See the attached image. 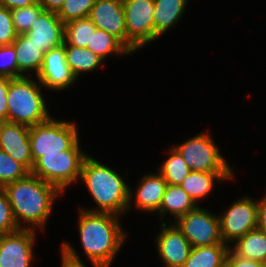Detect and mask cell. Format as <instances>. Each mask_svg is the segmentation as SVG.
Instances as JSON below:
<instances>
[{
    "instance_id": "obj_20",
    "label": "cell",
    "mask_w": 266,
    "mask_h": 267,
    "mask_svg": "<svg viewBox=\"0 0 266 267\" xmlns=\"http://www.w3.org/2000/svg\"><path fill=\"white\" fill-rule=\"evenodd\" d=\"M198 206L180 185L167 184L156 215H159V219L162 220V223H165L163 220L166 219L169 212L175 218L174 222Z\"/></svg>"
},
{
    "instance_id": "obj_9",
    "label": "cell",
    "mask_w": 266,
    "mask_h": 267,
    "mask_svg": "<svg viewBox=\"0 0 266 267\" xmlns=\"http://www.w3.org/2000/svg\"><path fill=\"white\" fill-rule=\"evenodd\" d=\"M127 48L134 54L154 41V0H123Z\"/></svg>"
},
{
    "instance_id": "obj_28",
    "label": "cell",
    "mask_w": 266,
    "mask_h": 267,
    "mask_svg": "<svg viewBox=\"0 0 266 267\" xmlns=\"http://www.w3.org/2000/svg\"><path fill=\"white\" fill-rule=\"evenodd\" d=\"M29 173L30 171L23 164L0 149V188L25 178Z\"/></svg>"
},
{
    "instance_id": "obj_19",
    "label": "cell",
    "mask_w": 266,
    "mask_h": 267,
    "mask_svg": "<svg viewBox=\"0 0 266 267\" xmlns=\"http://www.w3.org/2000/svg\"><path fill=\"white\" fill-rule=\"evenodd\" d=\"M234 172H200L190 171L180 186L187 192L195 203L208 196L213 190L214 183L229 181Z\"/></svg>"
},
{
    "instance_id": "obj_8",
    "label": "cell",
    "mask_w": 266,
    "mask_h": 267,
    "mask_svg": "<svg viewBox=\"0 0 266 267\" xmlns=\"http://www.w3.org/2000/svg\"><path fill=\"white\" fill-rule=\"evenodd\" d=\"M258 201L244 196L233 201L222 214H219V227L222 241L229 247L245 234L258 228Z\"/></svg>"
},
{
    "instance_id": "obj_24",
    "label": "cell",
    "mask_w": 266,
    "mask_h": 267,
    "mask_svg": "<svg viewBox=\"0 0 266 267\" xmlns=\"http://www.w3.org/2000/svg\"><path fill=\"white\" fill-rule=\"evenodd\" d=\"M65 57L76 79L82 75L81 73L93 72L104 62L102 58L94 54L90 49L72 45H65Z\"/></svg>"
},
{
    "instance_id": "obj_33",
    "label": "cell",
    "mask_w": 266,
    "mask_h": 267,
    "mask_svg": "<svg viewBox=\"0 0 266 267\" xmlns=\"http://www.w3.org/2000/svg\"><path fill=\"white\" fill-rule=\"evenodd\" d=\"M17 36L11 10L0 6V46L11 45Z\"/></svg>"
},
{
    "instance_id": "obj_36",
    "label": "cell",
    "mask_w": 266,
    "mask_h": 267,
    "mask_svg": "<svg viewBox=\"0 0 266 267\" xmlns=\"http://www.w3.org/2000/svg\"><path fill=\"white\" fill-rule=\"evenodd\" d=\"M9 78L0 75V121H7V91Z\"/></svg>"
},
{
    "instance_id": "obj_13",
    "label": "cell",
    "mask_w": 266,
    "mask_h": 267,
    "mask_svg": "<svg viewBox=\"0 0 266 267\" xmlns=\"http://www.w3.org/2000/svg\"><path fill=\"white\" fill-rule=\"evenodd\" d=\"M169 222L161 224L160 233L155 237L157 255L165 267H181L188 259L192 246L177 226Z\"/></svg>"
},
{
    "instance_id": "obj_14",
    "label": "cell",
    "mask_w": 266,
    "mask_h": 267,
    "mask_svg": "<svg viewBox=\"0 0 266 267\" xmlns=\"http://www.w3.org/2000/svg\"><path fill=\"white\" fill-rule=\"evenodd\" d=\"M0 149L23 164L29 171L32 170L33 159L28 126L0 121Z\"/></svg>"
},
{
    "instance_id": "obj_2",
    "label": "cell",
    "mask_w": 266,
    "mask_h": 267,
    "mask_svg": "<svg viewBox=\"0 0 266 267\" xmlns=\"http://www.w3.org/2000/svg\"><path fill=\"white\" fill-rule=\"evenodd\" d=\"M78 230L81 245L93 267H110L127 238L120 218L111 213L80 208Z\"/></svg>"
},
{
    "instance_id": "obj_35",
    "label": "cell",
    "mask_w": 266,
    "mask_h": 267,
    "mask_svg": "<svg viewBox=\"0 0 266 267\" xmlns=\"http://www.w3.org/2000/svg\"><path fill=\"white\" fill-rule=\"evenodd\" d=\"M224 267H266V264L255 260L241 258L229 249Z\"/></svg>"
},
{
    "instance_id": "obj_26",
    "label": "cell",
    "mask_w": 266,
    "mask_h": 267,
    "mask_svg": "<svg viewBox=\"0 0 266 267\" xmlns=\"http://www.w3.org/2000/svg\"><path fill=\"white\" fill-rule=\"evenodd\" d=\"M96 29L89 17L72 20L65 24L64 45L87 48Z\"/></svg>"
},
{
    "instance_id": "obj_30",
    "label": "cell",
    "mask_w": 266,
    "mask_h": 267,
    "mask_svg": "<svg viewBox=\"0 0 266 267\" xmlns=\"http://www.w3.org/2000/svg\"><path fill=\"white\" fill-rule=\"evenodd\" d=\"M96 0H65L57 16L64 24L80 18L89 17Z\"/></svg>"
},
{
    "instance_id": "obj_10",
    "label": "cell",
    "mask_w": 266,
    "mask_h": 267,
    "mask_svg": "<svg viewBox=\"0 0 266 267\" xmlns=\"http://www.w3.org/2000/svg\"><path fill=\"white\" fill-rule=\"evenodd\" d=\"M192 247L225 244L220 235L219 218L198 206L173 222Z\"/></svg>"
},
{
    "instance_id": "obj_22",
    "label": "cell",
    "mask_w": 266,
    "mask_h": 267,
    "mask_svg": "<svg viewBox=\"0 0 266 267\" xmlns=\"http://www.w3.org/2000/svg\"><path fill=\"white\" fill-rule=\"evenodd\" d=\"M230 249L239 257L266 264V233L256 228L239 238Z\"/></svg>"
},
{
    "instance_id": "obj_17",
    "label": "cell",
    "mask_w": 266,
    "mask_h": 267,
    "mask_svg": "<svg viewBox=\"0 0 266 267\" xmlns=\"http://www.w3.org/2000/svg\"><path fill=\"white\" fill-rule=\"evenodd\" d=\"M167 182L159 172L145 174L139 181L136 191L130 188V200L128 211L134 202L136 208L145 213H153L159 210ZM134 195V196H133ZM135 197V201L132 200Z\"/></svg>"
},
{
    "instance_id": "obj_1",
    "label": "cell",
    "mask_w": 266,
    "mask_h": 267,
    "mask_svg": "<svg viewBox=\"0 0 266 267\" xmlns=\"http://www.w3.org/2000/svg\"><path fill=\"white\" fill-rule=\"evenodd\" d=\"M19 229L45 230L52 206L62 193L53 185L29 173L3 187ZM27 223V224H26ZM26 224V225H25Z\"/></svg>"
},
{
    "instance_id": "obj_15",
    "label": "cell",
    "mask_w": 266,
    "mask_h": 267,
    "mask_svg": "<svg viewBox=\"0 0 266 267\" xmlns=\"http://www.w3.org/2000/svg\"><path fill=\"white\" fill-rule=\"evenodd\" d=\"M89 18L98 29L112 34L127 47L123 1L96 0Z\"/></svg>"
},
{
    "instance_id": "obj_21",
    "label": "cell",
    "mask_w": 266,
    "mask_h": 267,
    "mask_svg": "<svg viewBox=\"0 0 266 267\" xmlns=\"http://www.w3.org/2000/svg\"><path fill=\"white\" fill-rule=\"evenodd\" d=\"M12 45L16 51L18 77L34 71L36 77L42 67L44 53L24 34L18 35Z\"/></svg>"
},
{
    "instance_id": "obj_11",
    "label": "cell",
    "mask_w": 266,
    "mask_h": 267,
    "mask_svg": "<svg viewBox=\"0 0 266 267\" xmlns=\"http://www.w3.org/2000/svg\"><path fill=\"white\" fill-rule=\"evenodd\" d=\"M35 230L0 234V267H30L35 259Z\"/></svg>"
},
{
    "instance_id": "obj_18",
    "label": "cell",
    "mask_w": 266,
    "mask_h": 267,
    "mask_svg": "<svg viewBox=\"0 0 266 267\" xmlns=\"http://www.w3.org/2000/svg\"><path fill=\"white\" fill-rule=\"evenodd\" d=\"M187 3L189 0H154V41L179 23Z\"/></svg>"
},
{
    "instance_id": "obj_25",
    "label": "cell",
    "mask_w": 266,
    "mask_h": 267,
    "mask_svg": "<svg viewBox=\"0 0 266 267\" xmlns=\"http://www.w3.org/2000/svg\"><path fill=\"white\" fill-rule=\"evenodd\" d=\"M94 54L98 55L104 61L110 55H127L132 52L115 36L107 33L102 29H96L92 34V38L87 45Z\"/></svg>"
},
{
    "instance_id": "obj_31",
    "label": "cell",
    "mask_w": 266,
    "mask_h": 267,
    "mask_svg": "<svg viewBox=\"0 0 266 267\" xmlns=\"http://www.w3.org/2000/svg\"><path fill=\"white\" fill-rule=\"evenodd\" d=\"M19 230L14 219L11 205L5 191L0 188V234L12 233Z\"/></svg>"
},
{
    "instance_id": "obj_4",
    "label": "cell",
    "mask_w": 266,
    "mask_h": 267,
    "mask_svg": "<svg viewBox=\"0 0 266 267\" xmlns=\"http://www.w3.org/2000/svg\"><path fill=\"white\" fill-rule=\"evenodd\" d=\"M33 77L9 78L7 121L28 127L43 123L52 116L48 112L41 87Z\"/></svg>"
},
{
    "instance_id": "obj_27",
    "label": "cell",
    "mask_w": 266,
    "mask_h": 267,
    "mask_svg": "<svg viewBox=\"0 0 266 267\" xmlns=\"http://www.w3.org/2000/svg\"><path fill=\"white\" fill-rule=\"evenodd\" d=\"M168 151L169 157L162 163V166L159 167L160 169L158 172L162 175L167 184L180 185L191 170L174 147H171Z\"/></svg>"
},
{
    "instance_id": "obj_37",
    "label": "cell",
    "mask_w": 266,
    "mask_h": 267,
    "mask_svg": "<svg viewBox=\"0 0 266 267\" xmlns=\"http://www.w3.org/2000/svg\"><path fill=\"white\" fill-rule=\"evenodd\" d=\"M258 228L266 233V195L258 199Z\"/></svg>"
},
{
    "instance_id": "obj_29",
    "label": "cell",
    "mask_w": 266,
    "mask_h": 267,
    "mask_svg": "<svg viewBox=\"0 0 266 267\" xmlns=\"http://www.w3.org/2000/svg\"><path fill=\"white\" fill-rule=\"evenodd\" d=\"M44 8L40 3L11 9L12 22L18 35L27 33Z\"/></svg>"
},
{
    "instance_id": "obj_39",
    "label": "cell",
    "mask_w": 266,
    "mask_h": 267,
    "mask_svg": "<svg viewBox=\"0 0 266 267\" xmlns=\"http://www.w3.org/2000/svg\"><path fill=\"white\" fill-rule=\"evenodd\" d=\"M65 0H39L40 5L44 11L58 12Z\"/></svg>"
},
{
    "instance_id": "obj_16",
    "label": "cell",
    "mask_w": 266,
    "mask_h": 267,
    "mask_svg": "<svg viewBox=\"0 0 266 267\" xmlns=\"http://www.w3.org/2000/svg\"><path fill=\"white\" fill-rule=\"evenodd\" d=\"M65 24L56 12L43 11L24 35L44 54L64 44Z\"/></svg>"
},
{
    "instance_id": "obj_38",
    "label": "cell",
    "mask_w": 266,
    "mask_h": 267,
    "mask_svg": "<svg viewBox=\"0 0 266 267\" xmlns=\"http://www.w3.org/2000/svg\"><path fill=\"white\" fill-rule=\"evenodd\" d=\"M39 3V0H0V6L8 9L27 7Z\"/></svg>"
},
{
    "instance_id": "obj_12",
    "label": "cell",
    "mask_w": 266,
    "mask_h": 267,
    "mask_svg": "<svg viewBox=\"0 0 266 267\" xmlns=\"http://www.w3.org/2000/svg\"><path fill=\"white\" fill-rule=\"evenodd\" d=\"M37 80L50 91L69 89L76 81L65 57V45L52 48L43 57L42 67Z\"/></svg>"
},
{
    "instance_id": "obj_7",
    "label": "cell",
    "mask_w": 266,
    "mask_h": 267,
    "mask_svg": "<svg viewBox=\"0 0 266 267\" xmlns=\"http://www.w3.org/2000/svg\"><path fill=\"white\" fill-rule=\"evenodd\" d=\"M173 147L180 153L191 171L233 172L232 169L235 167H230L208 131Z\"/></svg>"
},
{
    "instance_id": "obj_23",
    "label": "cell",
    "mask_w": 266,
    "mask_h": 267,
    "mask_svg": "<svg viewBox=\"0 0 266 267\" xmlns=\"http://www.w3.org/2000/svg\"><path fill=\"white\" fill-rule=\"evenodd\" d=\"M229 249L227 244L192 247L181 267H224Z\"/></svg>"
},
{
    "instance_id": "obj_34",
    "label": "cell",
    "mask_w": 266,
    "mask_h": 267,
    "mask_svg": "<svg viewBox=\"0 0 266 267\" xmlns=\"http://www.w3.org/2000/svg\"><path fill=\"white\" fill-rule=\"evenodd\" d=\"M61 265L60 267H86L84 262L79 257L75 247L69 242L63 241L61 244Z\"/></svg>"
},
{
    "instance_id": "obj_6",
    "label": "cell",
    "mask_w": 266,
    "mask_h": 267,
    "mask_svg": "<svg viewBox=\"0 0 266 267\" xmlns=\"http://www.w3.org/2000/svg\"><path fill=\"white\" fill-rule=\"evenodd\" d=\"M74 121H47L29 127L31 155L34 163L45 154H60L71 149L79 141V133Z\"/></svg>"
},
{
    "instance_id": "obj_5",
    "label": "cell",
    "mask_w": 266,
    "mask_h": 267,
    "mask_svg": "<svg viewBox=\"0 0 266 267\" xmlns=\"http://www.w3.org/2000/svg\"><path fill=\"white\" fill-rule=\"evenodd\" d=\"M80 141L60 154H45L33 165L31 174L55 186L62 194L80 179L81 169L88 156L81 150Z\"/></svg>"
},
{
    "instance_id": "obj_32",
    "label": "cell",
    "mask_w": 266,
    "mask_h": 267,
    "mask_svg": "<svg viewBox=\"0 0 266 267\" xmlns=\"http://www.w3.org/2000/svg\"><path fill=\"white\" fill-rule=\"evenodd\" d=\"M0 75L8 78L18 77L16 51L12 44L0 46Z\"/></svg>"
},
{
    "instance_id": "obj_3",
    "label": "cell",
    "mask_w": 266,
    "mask_h": 267,
    "mask_svg": "<svg viewBox=\"0 0 266 267\" xmlns=\"http://www.w3.org/2000/svg\"><path fill=\"white\" fill-rule=\"evenodd\" d=\"M79 180L85 183L89 194L96 203V208L84 207L81 209L90 212L111 213L120 218L127 214L130 187L115 169L88 155L83 162Z\"/></svg>"
}]
</instances>
